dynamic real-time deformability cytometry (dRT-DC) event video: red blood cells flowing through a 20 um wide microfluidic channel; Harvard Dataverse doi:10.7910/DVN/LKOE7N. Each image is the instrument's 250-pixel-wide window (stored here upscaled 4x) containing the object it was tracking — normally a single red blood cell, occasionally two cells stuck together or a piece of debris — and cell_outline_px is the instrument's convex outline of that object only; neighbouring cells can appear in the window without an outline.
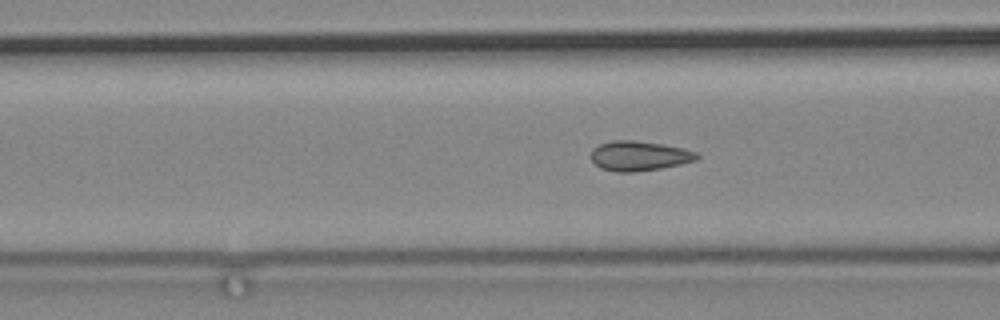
{"species": "common noctule bat (a hibernating species)", "species_latin": "Nyctalus noctula", "temperature_condition": "cold", "stored_images_in_passage": 44, "camera_frame_rate_fps": 3000, "um_per_image_px": 0.085, "animal": {"sex": "male", "body_mass_g": 19.2, "forearm_length_mm": 51.8}, "frame": {"image": 1, "passage_image": 10, "time_ms": 3.0, "image_size_px": [1000, 320], "cell_outline_px": [[700, 156], [696, 160], [680, 164], [660, 168], [632, 172], [616, 172], [600, 168], [592, 160], [592, 148], [600, 144], [612, 140], [632, 140], [664, 144], [696, 152]], "centroid_in_image_um": [54.31, 13.25], "position_along_channel_um": 112.3, "area_um2": 18.21}}
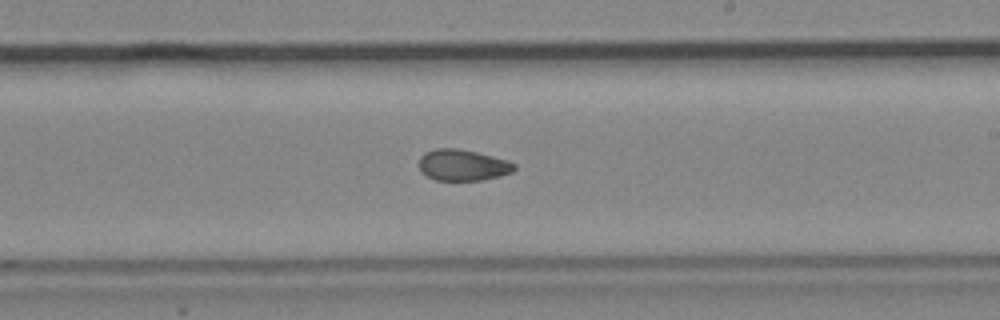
{"frame": {"image": 2, "passage_image": 23, "time_ms": 7.333, "image_size_px": [1000, 320], "cell_outline_px": [[516, 168], [512, 172], [500, 176], [480, 180], [436, 180], [420, 172], [420, 156], [424, 152], [436, 148], [460, 148], [508, 160], [516, 164]], "centroid_in_image_um": [39.33, 14.02], "position_along_channel_um": 249.7, "area_um2": 17.4}}
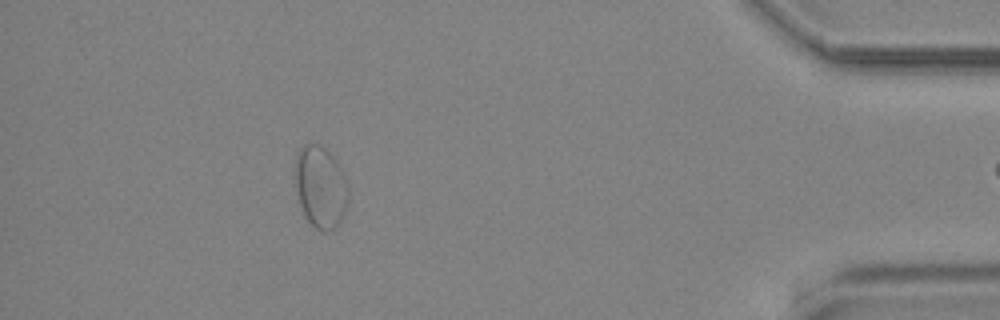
{"frame": {"image": 3, "passage_image": 43, "time_ms": 14.0, "image_size_px": [1000, 320], "cell_outline_px": [[348, 204], [336, 228], [324, 232], [316, 228], [308, 220], [300, 204], [296, 188], [296, 152], [304, 144], [320, 144], [336, 160], [348, 184]], "centroid_in_image_um": [27.26, 15.89], "position_along_channel_um": 407.9, "area_um2": 25.14}}